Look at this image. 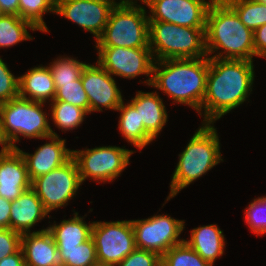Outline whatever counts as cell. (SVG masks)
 <instances>
[{"mask_svg":"<svg viewBox=\"0 0 266 266\" xmlns=\"http://www.w3.org/2000/svg\"><path fill=\"white\" fill-rule=\"evenodd\" d=\"M238 15L240 21L253 32L266 24V4L257 0H224Z\"/></svg>","mask_w":266,"mask_h":266,"instance_id":"obj_26","label":"cell"},{"mask_svg":"<svg viewBox=\"0 0 266 266\" xmlns=\"http://www.w3.org/2000/svg\"><path fill=\"white\" fill-rule=\"evenodd\" d=\"M51 118L54 124L62 131L73 130L84 121L85 115L89 114L85 109L63 101L51 102Z\"/></svg>","mask_w":266,"mask_h":266,"instance_id":"obj_27","label":"cell"},{"mask_svg":"<svg viewBox=\"0 0 266 266\" xmlns=\"http://www.w3.org/2000/svg\"><path fill=\"white\" fill-rule=\"evenodd\" d=\"M223 162L217 130L211 123H203L192 136L172 175L170 193L166 201L175 197L182 189Z\"/></svg>","mask_w":266,"mask_h":266,"instance_id":"obj_4","label":"cell"},{"mask_svg":"<svg viewBox=\"0 0 266 266\" xmlns=\"http://www.w3.org/2000/svg\"><path fill=\"white\" fill-rule=\"evenodd\" d=\"M55 6L54 0H19L18 16L31 22L39 31L49 32L43 15L55 13Z\"/></svg>","mask_w":266,"mask_h":266,"instance_id":"obj_29","label":"cell"},{"mask_svg":"<svg viewBox=\"0 0 266 266\" xmlns=\"http://www.w3.org/2000/svg\"><path fill=\"white\" fill-rule=\"evenodd\" d=\"M190 236L184 241L211 265L224 254L225 238L216 224L194 228Z\"/></svg>","mask_w":266,"mask_h":266,"instance_id":"obj_22","label":"cell"},{"mask_svg":"<svg viewBox=\"0 0 266 266\" xmlns=\"http://www.w3.org/2000/svg\"><path fill=\"white\" fill-rule=\"evenodd\" d=\"M254 75L251 60L209 58L202 123L214 124L244 103L252 91Z\"/></svg>","mask_w":266,"mask_h":266,"instance_id":"obj_1","label":"cell"},{"mask_svg":"<svg viewBox=\"0 0 266 266\" xmlns=\"http://www.w3.org/2000/svg\"><path fill=\"white\" fill-rule=\"evenodd\" d=\"M5 15V13L3 12V10H2V8H1V6H0V17H2V16H4Z\"/></svg>","mask_w":266,"mask_h":266,"instance_id":"obj_44","label":"cell"},{"mask_svg":"<svg viewBox=\"0 0 266 266\" xmlns=\"http://www.w3.org/2000/svg\"><path fill=\"white\" fill-rule=\"evenodd\" d=\"M146 9L120 0L112 8L96 47H149V19Z\"/></svg>","mask_w":266,"mask_h":266,"instance_id":"obj_6","label":"cell"},{"mask_svg":"<svg viewBox=\"0 0 266 266\" xmlns=\"http://www.w3.org/2000/svg\"><path fill=\"white\" fill-rule=\"evenodd\" d=\"M91 266H111V265H106V264L97 262V263H95V264H93Z\"/></svg>","mask_w":266,"mask_h":266,"instance_id":"obj_43","label":"cell"},{"mask_svg":"<svg viewBox=\"0 0 266 266\" xmlns=\"http://www.w3.org/2000/svg\"><path fill=\"white\" fill-rule=\"evenodd\" d=\"M116 3L115 0H59L56 2L55 14L75 22L83 30L92 33L97 41Z\"/></svg>","mask_w":266,"mask_h":266,"instance_id":"obj_14","label":"cell"},{"mask_svg":"<svg viewBox=\"0 0 266 266\" xmlns=\"http://www.w3.org/2000/svg\"><path fill=\"white\" fill-rule=\"evenodd\" d=\"M255 56L266 58V24L253 32Z\"/></svg>","mask_w":266,"mask_h":266,"instance_id":"obj_37","label":"cell"},{"mask_svg":"<svg viewBox=\"0 0 266 266\" xmlns=\"http://www.w3.org/2000/svg\"><path fill=\"white\" fill-rule=\"evenodd\" d=\"M260 3L266 4V0H257Z\"/></svg>","mask_w":266,"mask_h":266,"instance_id":"obj_45","label":"cell"},{"mask_svg":"<svg viewBox=\"0 0 266 266\" xmlns=\"http://www.w3.org/2000/svg\"><path fill=\"white\" fill-rule=\"evenodd\" d=\"M126 2L130 3V4H133L135 5V2L134 0H125ZM141 2H143L144 4L148 5L152 0H140Z\"/></svg>","mask_w":266,"mask_h":266,"instance_id":"obj_42","label":"cell"},{"mask_svg":"<svg viewBox=\"0 0 266 266\" xmlns=\"http://www.w3.org/2000/svg\"><path fill=\"white\" fill-rule=\"evenodd\" d=\"M0 266H25L24 253L20 248L16 253L0 260Z\"/></svg>","mask_w":266,"mask_h":266,"instance_id":"obj_39","label":"cell"},{"mask_svg":"<svg viewBox=\"0 0 266 266\" xmlns=\"http://www.w3.org/2000/svg\"><path fill=\"white\" fill-rule=\"evenodd\" d=\"M149 47L155 61L206 57L205 28L149 21Z\"/></svg>","mask_w":266,"mask_h":266,"instance_id":"obj_5","label":"cell"},{"mask_svg":"<svg viewBox=\"0 0 266 266\" xmlns=\"http://www.w3.org/2000/svg\"><path fill=\"white\" fill-rule=\"evenodd\" d=\"M161 266H213L185 241L171 247L161 256Z\"/></svg>","mask_w":266,"mask_h":266,"instance_id":"obj_30","label":"cell"},{"mask_svg":"<svg viewBox=\"0 0 266 266\" xmlns=\"http://www.w3.org/2000/svg\"><path fill=\"white\" fill-rule=\"evenodd\" d=\"M86 65V63L67 56L56 58L48 67L56 86L57 84L73 83V81L79 79Z\"/></svg>","mask_w":266,"mask_h":266,"instance_id":"obj_31","label":"cell"},{"mask_svg":"<svg viewBox=\"0 0 266 266\" xmlns=\"http://www.w3.org/2000/svg\"><path fill=\"white\" fill-rule=\"evenodd\" d=\"M208 70V56L155 61L150 86L160 89L175 103L194 108L201 115Z\"/></svg>","mask_w":266,"mask_h":266,"instance_id":"obj_2","label":"cell"},{"mask_svg":"<svg viewBox=\"0 0 266 266\" xmlns=\"http://www.w3.org/2000/svg\"><path fill=\"white\" fill-rule=\"evenodd\" d=\"M0 6L5 14L18 16L19 0H0Z\"/></svg>","mask_w":266,"mask_h":266,"instance_id":"obj_40","label":"cell"},{"mask_svg":"<svg viewBox=\"0 0 266 266\" xmlns=\"http://www.w3.org/2000/svg\"><path fill=\"white\" fill-rule=\"evenodd\" d=\"M21 248L25 266H61L57 245L47 228L23 234Z\"/></svg>","mask_w":266,"mask_h":266,"instance_id":"obj_18","label":"cell"},{"mask_svg":"<svg viewBox=\"0 0 266 266\" xmlns=\"http://www.w3.org/2000/svg\"><path fill=\"white\" fill-rule=\"evenodd\" d=\"M27 28L38 30L31 22L17 15L0 17V48H8L21 41L32 40Z\"/></svg>","mask_w":266,"mask_h":266,"instance_id":"obj_25","label":"cell"},{"mask_svg":"<svg viewBox=\"0 0 266 266\" xmlns=\"http://www.w3.org/2000/svg\"><path fill=\"white\" fill-rule=\"evenodd\" d=\"M19 97V77L9 71L0 57V104Z\"/></svg>","mask_w":266,"mask_h":266,"instance_id":"obj_34","label":"cell"},{"mask_svg":"<svg viewBox=\"0 0 266 266\" xmlns=\"http://www.w3.org/2000/svg\"><path fill=\"white\" fill-rule=\"evenodd\" d=\"M116 111H120L119 131L134 147L143 149L154 140L146 132L138 111L130 102L124 105L123 101Z\"/></svg>","mask_w":266,"mask_h":266,"instance_id":"obj_24","label":"cell"},{"mask_svg":"<svg viewBox=\"0 0 266 266\" xmlns=\"http://www.w3.org/2000/svg\"><path fill=\"white\" fill-rule=\"evenodd\" d=\"M46 139L50 142L38 147L34 154H28L16 148L24 157L31 181L61 167L72 158V150L66 148L65 139H60L59 135H51Z\"/></svg>","mask_w":266,"mask_h":266,"instance_id":"obj_16","label":"cell"},{"mask_svg":"<svg viewBox=\"0 0 266 266\" xmlns=\"http://www.w3.org/2000/svg\"><path fill=\"white\" fill-rule=\"evenodd\" d=\"M130 103L138 111L140 122H143L146 132L155 140L168 121L165 105L158 93L138 91Z\"/></svg>","mask_w":266,"mask_h":266,"instance_id":"obj_20","label":"cell"},{"mask_svg":"<svg viewBox=\"0 0 266 266\" xmlns=\"http://www.w3.org/2000/svg\"><path fill=\"white\" fill-rule=\"evenodd\" d=\"M0 145L2 146V149L0 151V156L6 154L9 152L12 148L8 141L5 139L3 132H2V126H1V120H0Z\"/></svg>","mask_w":266,"mask_h":266,"instance_id":"obj_41","label":"cell"},{"mask_svg":"<svg viewBox=\"0 0 266 266\" xmlns=\"http://www.w3.org/2000/svg\"><path fill=\"white\" fill-rule=\"evenodd\" d=\"M81 82L89 99V113L101 111L102 107L115 110L123 102L116 81L98 62L87 64L81 74Z\"/></svg>","mask_w":266,"mask_h":266,"instance_id":"obj_15","label":"cell"},{"mask_svg":"<svg viewBox=\"0 0 266 266\" xmlns=\"http://www.w3.org/2000/svg\"><path fill=\"white\" fill-rule=\"evenodd\" d=\"M54 100L70 103L74 106L85 109L89 113V99L85 92L81 77L73 83L57 84Z\"/></svg>","mask_w":266,"mask_h":266,"instance_id":"obj_32","label":"cell"},{"mask_svg":"<svg viewBox=\"0 0 266 266\" xmlns=\"http://www.w3.org/2000/svg\"><path fill=\"white\" fill-rule=\"evenodd\" d=\"M83 217L74 213L73 218L64 219L60 224H53L47 227L52 234L57 248L76 247L92 237V226L94 222L87 224Z\"/></svg>","mask_w":266,"mask_h":266,"instance_id":"obj_23","label":"cell"},{"mask_svg":"<svg viewBox=\"0 0 266 266\" xmlns=\"http://www.w3.org/2000/svg\"><path fill=\"white\" fill-rule=\"evenodd\" d=\"M205 48L209 58L253 61L255 56L253 31L240 21L236 12L224 0H215L209 6ZM219 49L224 51L210 56Z\"/></svg>","mask_w":266,"mask_h":266,"instance_id":"obj_3","label":"cell"},{"mask_svg":"<svg viewBox=\"0 0 266 266\" xmlns=\"http://www.w3.org/2000/svg\"><path fill=\"white\" fill-rule=\"evenodd\" d=\"M81 184L76 161L71 158L61 167L34 178L31 188L49 213L68 205V201L77 194Z\"/></svg>","mask_w":266,"mask_h":266,"instance_id":"obj_9","label":"cell"},{"mask_svg":"<svg viewBox=\"0 0 266 266\" xmlns=\"http://www.w3.org/2000/svg\"><path fill=\"white\" fill-rule=\"evenodd\" d=\"M245 221L257 235L266 233V196L254 199L245 210Z\"/></svg>","mask_w":266,"mask_h":266,"instance_id":"obj_33","label":"cell"},{"mask_svg":"<svg viewBox=\"0 0 266 266\" xmlns=\"http://www.w3.org/2000/svg\"><path fill=\"white\" fill-rule=\"evenodd\" d=\"M29 70L19 76V97L43 103L47 100L52 102L56 88L49 67L38 66Z\"/></svg>","mask_w":266,"mask_h":266,"instance_id":"obj_21","label":"cell"},{"mask_svg":"<svg viewBox=\"0 0 266 266\" xmlns=\"http://www.w3.org/2000/svg\"><path fill=\"white\" fill-rule=\"evenodd\" d=\"M11 201L0 196V228H10Z\"/></svg>","mask_w":266,"mask_h":266,"instance_id":"obj_38","label":"cell"},{"mask_svg":"<svg viewBox=\"0 0 266 266\" xmlns=\"http://www.w3.org/2000/svg\"><path fill=\"white\" fill-rule=\"evenodd\" d=\"M131 223L137 249L153 251L162 256L171 247L185 240L179 237L185 228L184 220L168 215H154L146 219L131 220Z\"/></svg>","mask_w":266,"mask_h":266,"instance_id":"obj_11","label":"cell"},{"mask_svg":"<svg viewBox=\"0 0 266 266\" xmlns=\"http://www.w3.org/2000/svg\"><path fill=\"white\" fill-rule=\"evenodd\" d=\"M48 214L35 191L29 188L11 201L10 229L21 235L31 233L30 229Z\"/></svg>","mask_w":266,"mask_h":266,"instance_id":"obj_19","label":"cell"},{"mask_svg":"<svg viewBox=\"0 0 266 266\" xmlns=\"http://www.w3.org/2000/svg\"><path fill=\"white\" fill-rule=\"evenodd\" d=\"M116 266H161V256L153 251L136 248Z\"/></svg>","mask_w":266,"mask_h":266,"instance_id":"obj_35","label":"cell"},{"mask_svg":"<svg viewBox=\"0 0 266 266\" xmlns=\"http://www.w3.org/2000/svg\"><path fill=\"white\" fill-rule=\"evenodd\" d=\"M99 263L116 266L136 249L131 220L96 222L92 226Z\"/></svg>","mask_w":266,"mask_h":266,"instance_id":"obj_10","label":"cell"},{"mask_svg":"<svg viewBox=\"0 0 266 266\" xmlns=\"http://www.w3.org/2000/svg\"><path fill=\"white\" fill-rule=\"evenodd\" d=\"M22 235L10 228H0V260L21 248Z\"/></svg>","mask_w":266,"mask_h":266,"instance_id":"obj_36","label":"cell"},{"mask_svg":"<svg viewBox=\"0 0 266 266\" xmlns=\"http://www.w3.org/2000/svg\"><path fill=\"white\" fill-rule=\"evenodd\" d=\"M61 266H91L97 263L93 238L72 248H58Z\"/></svg>","mask_w":266,"mask_h":266,"instance_id":"obj_28","label":"cell"},{"mask_svg":"<svg viewBox=\"0 0 266 266\" xmlns=\"http://www.w3.org/2000/svg\"><path fill=\"white\" fill-rule=\"evenodd\" d=\"M215 0H152L149 21H160L191 28H206L209 6Z\"/></svg>","mask_w":266,"mask_h":266,"instance_id":"obj_13","label":"cell"},{"mask_svg":"<svg viewBox=\"0 0 266 266\" xmlns=\"http://www.w3.org/2000/svg\"><path fill=\"white\" fill-rule=\"evenodd\" d=\"M43 102L32 101L17 97L0 104V120L2 132L12 149L24 138H41L57 136L49 125L46 112L42 110Z\"/></svg>","mask_w":266,"mask_h":266,"instance_id":"obj_7","label":"cell"},{"mask_svg":"<svg viewBox=\"0 0 266 266\" xmlns=\"http://www.w3.org/2000/svg\"><path fill=\"white\" fill-rule=\"evenodd\" d=\"M98 50V63L110 74L123 78H136L146 75L145 84L151 85L154 57L150 47H95ZM150 76V77H149Z\"/></svg>","mask_w":266,"mask_h":266,"instance_id":"obj_12","label":"cell"},{"mask_svg":"<svg viewBox=\"0 0 266 266\" xmlns=\"http://www.w3.org/2000/svg\"><path fill=\"white\" fill-rule=\"evenodd\" d=\"M31 188L24 157L17 149L0 156V196L13 201Z\"/></svg>","mask_w":266,"mask_h":266,"instance_id":"obj_17","label":"cell"},{"mask_svg":"<svg viewBox=\"0 0 266 266\" xmlns=\"http://www.w3.org/2000/svg\"><path fill=\"white\" fill-rule=\"evenodd\" d=\"M134 152L117 146H102L93 149L72 150L81 182L91 178L100 182H112L129 165Z\"/></svg>","mask_w":266,"mask_h":266,"instance_id":"obj_8","label":"cell"}]
</instances>
